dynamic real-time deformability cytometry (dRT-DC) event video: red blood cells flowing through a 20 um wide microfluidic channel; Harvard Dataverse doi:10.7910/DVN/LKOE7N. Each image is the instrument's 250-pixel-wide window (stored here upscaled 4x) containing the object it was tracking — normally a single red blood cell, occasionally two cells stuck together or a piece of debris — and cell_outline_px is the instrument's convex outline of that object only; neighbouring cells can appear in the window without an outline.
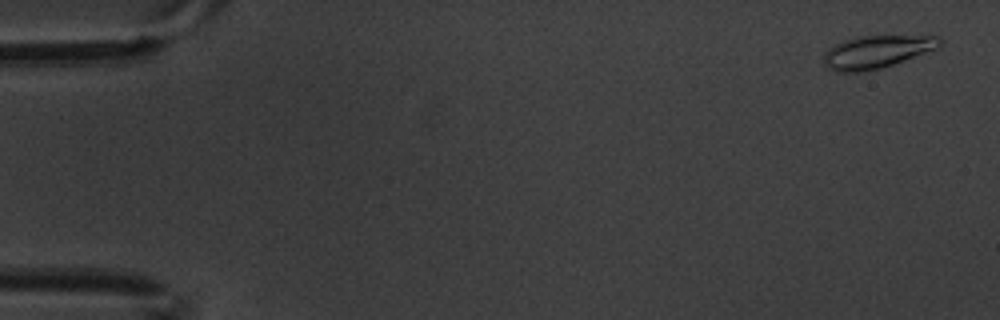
{"species": "common noctule bat (a hibernating species)", "species_latin": "Nyctalus noctula", "temperature_condition": "warm", "stored_images_in_passage": 4, "camera_frame_rate_fps": 3000, "um_per_image_px": 0.085, "animal": {"sex": "male", "body_mass_g": 20.1, "forearm_length_mm": 53.5}, "frame": {"image": 1, "passage_image": 1, "time_ms": 0.0, "image_size_px": [1000, 320], "cell_outline_px": [[944, 40], [940, 48], [880, 68], [860, 72], [836, 72], [828, 68], [824, 64], [824, 52], [828, 48], [844, 40], [860, 36], [940, 36]], "centroid_in_image_um": [74.54, 4.4], "position_along_channel_um": 10.5, "area_um2": 22.14}}